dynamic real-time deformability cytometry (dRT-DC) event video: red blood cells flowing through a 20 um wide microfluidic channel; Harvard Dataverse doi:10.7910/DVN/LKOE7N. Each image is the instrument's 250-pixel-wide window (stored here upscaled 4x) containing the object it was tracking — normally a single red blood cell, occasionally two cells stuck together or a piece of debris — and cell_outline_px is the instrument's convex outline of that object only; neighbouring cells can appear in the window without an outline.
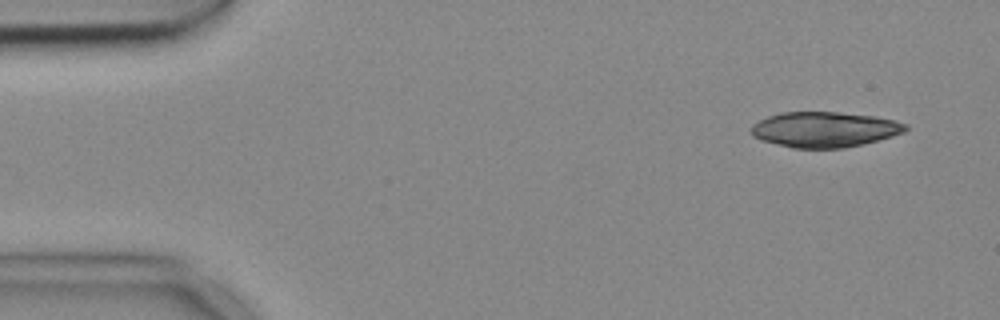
{"species": "common noctule bat (a hibernating species)", "species_latin": "Nyctalus noctula", "temperature_condition": "cold", "stored_images_in_passage": 4, "camera_frame_rate_fps": 3000, "um_per_image_px": 0.085, "animal": {"sex": "female", "body_mass_g": 18.4}, "frame": {"image": 1, "passage_image": 1, "time_ms": 0.0, "image_size_px": [1000, 320], "cell_outline_px": [[908, 128], [904, 132], [892, 136], [864, 144], [844, 148], [792, 148], [760, 140], [752, 136], [752, 124], [768, 116], [780, 112], [836, 112], [872, 116], [892, 120], [908, 124]], "centroid_in_image_um": [70.07, 11.01], "position_along_channel_um": 14.9, "area_um2": 31.79}}